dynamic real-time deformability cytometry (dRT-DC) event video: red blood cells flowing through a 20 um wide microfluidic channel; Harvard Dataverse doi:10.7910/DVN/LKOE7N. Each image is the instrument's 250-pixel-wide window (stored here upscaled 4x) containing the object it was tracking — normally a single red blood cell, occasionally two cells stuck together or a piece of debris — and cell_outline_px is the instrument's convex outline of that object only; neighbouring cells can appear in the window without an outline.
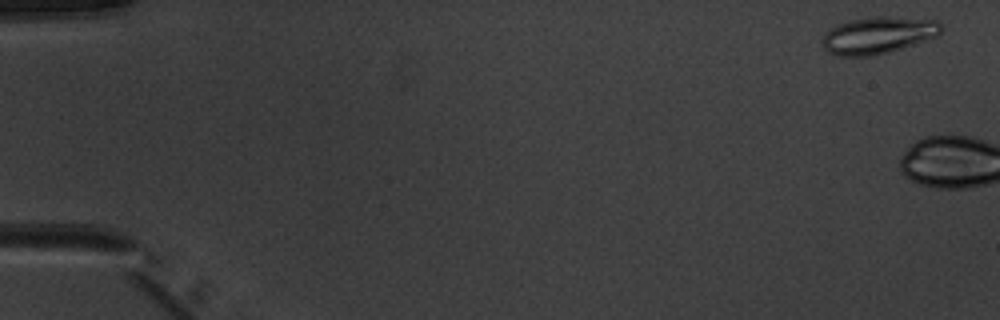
{"species": "common noctule bat (a hibernating species)", "species_latin": "Nyctalus noctula", "temperature_condition": "warm", "stored_images_in_passage": 4, "camera_frame_rate_fps": 3000, "um_per_image_px": 0.085, "animal": {"sex": "male", "body_mass_g": 20.1, "forearm_length_mm": 53.5}, "frame": {"image": 1, "passage_image": 2, "time_ms": 0.333, "image_size_px": [1000, 320], "cell_outline_px": [[940, 32], [936, 36], [888, 52], [872, 56], [840, 56], [828, 52], [824, 48], [824, 32], [836, 24], [852, 20], [876, 16], [884, 16], [936, 20], [940, 24]], "centroid_in_image_um": [74.59, 2.99], "position_along_channel_um": 10.4, "area_um2": 25.14}}